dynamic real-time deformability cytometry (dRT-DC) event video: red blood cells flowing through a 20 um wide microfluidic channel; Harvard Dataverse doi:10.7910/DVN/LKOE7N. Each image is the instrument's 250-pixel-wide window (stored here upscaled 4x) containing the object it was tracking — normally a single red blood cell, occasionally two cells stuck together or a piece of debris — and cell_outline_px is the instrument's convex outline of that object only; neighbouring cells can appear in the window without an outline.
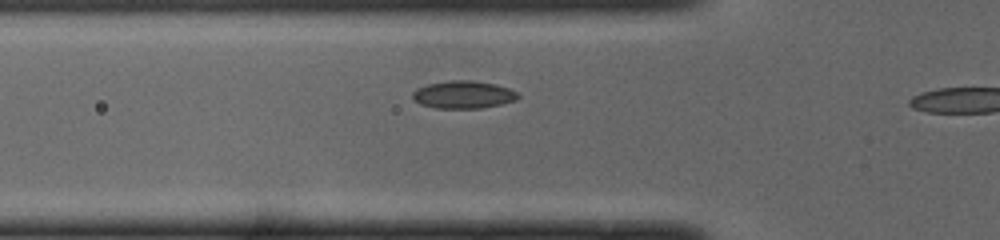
{"species": "common noctule bat (a hibernating species)", "species_latin": "Nyctalus noctula", "temperature_condition": "cold", "stored_images_in_passage": 8, "camera_frame_rate_fps": 3000, "um_per_image_px": 0.085, "animal": {"sex": "male", "body_mass_g": 19.0, "forearm_length_mm": 50.8}, "frame": {"image": 1, "passage_image": 7, "time_ms": 2.0, "image_size_px": [1000, 240], "cell_outline_px": [[520, 96], [516, 100], [500, 104], [480, 108], [436, 108], [420, 104], [412, 96], [412, 92], [416, 88], [428, 84], [452, 80], [472, 80], [496, 84], [508, 88], [516, 92]], "centroid_in_image_um": [39.38, 8.04], "position_along_channel_um": 86.4, "area_um2": 16.88}}